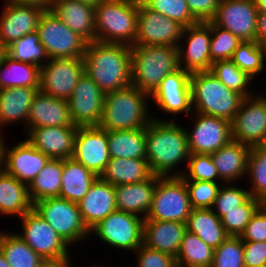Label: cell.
<instances>
[{"label":"cell","mask_w":266,"mask_h":267,"mask_svg":"<svg viewBox=\"0 0 266 267\" xmlns=\"http://www.w3.org/2000/svg\"><path fill=\"white\" fill-rule=\"evenodd\" d=\"M85 72L83 58H52L40 68V92L68 100Z\"/></svg>","instance_id":"cell-13"},{"label":"cell","mask_w":266,"mask_h":267,"mask_svg":"<svg viewBox=\"0 0 266 267\" xmlns=\"http://www.w3.org/2000/svg\"><path fill=\"white\" fill-rule=\"evenodd\" d=\"M97 178V175L72 158L62 159L59 198L78 203L87 194Z\"/></svg>","instance_id":"cell-32"},{"label":"cell","mask_w":266,"mask_h":267,"mask_svg":"<svg viewBox=\"0 0 266 267\" xmlns=\"http://www.w3.org/2000/svg\"><path fill=\"white\" fill-rule=\"evenodd\" d=\"M179 68L177 47L165 45L131 46V85L150 96L169 73Z\"/></svg>","instance_id":"cell-4"},{"label":"cell","mask_w":266,"mask_h":267,"mask_svg":"<svg viewBox=\"0 0 266 267\" xmlns=\"http://www.w3.org/2000/svg\"><path fill=\"white\" fill-rule=\"evenodd\" d=\"M192 208H212L223 182L184 180Z\"/></svg>","instance_id":"cell-50"},{"label":"cell","mask_w":266,"mask_h":267,"mask_svg":"<svg viewBox=\"0 0 266 267\" xmlns=\"http://www.w3.org/2000/svg\"><path fill=\"white\" fill-rule=\"evenodd\" d=\"M258 13L254 0H223L211 21L243 41H256Z\"/></svg>","instance_id":"cell-18"},{"label":"cell","mask_w":266,"mask_h":267,"mask_svg":"<svg viewBox=\"0 0 266 267\" xmlns=\"http://www.w3.org/2000/svg\"><path fill=\"white\" fill-rule=\"evenodd\" d=\"M138 3L104 0L95 8V41L133 46L137 35Z\"/></svg>","instance_id":"cell-6"},{"label":"cell","mask_w":266,"mask_h":267,"mask_svg":"<svg viewBox=\"0 0 266 267\" xmlns=\"http://www.w3.org/2000/svg\"><path fill=\"white\" fill-rule=\"evenodd\" d=\"M181 125L171 120L152 119L146 126V160L152 174H184L185 169L181 166L186 163L187 167L190 151L186 128Z\"/></svg>","instance_id":"cell-1"},{"label":"cell","mask_w":266,"mask_h":267,"mask_svg":"<svg viewBox=\"0 0 266 267\" xmlns=\"http://www.w3.org/2000/svg\"><path fill=\"white\" fill-rule=\"evenodd\" d=\"M211 29L210 55L213 62L231 60L237 47L243 42L231 31L225 30L212 21L205 22Z\"/></svg>","instance_id":"cell-45"},{"label":"cell","mask_w":266,"mask_h":267,"mask_svg":"<svg viewBox=\"0 0 266 267\" xmlns=\"http://www.w3.org/2000/svg\"><path fill=\"white\" fill-rule=\"evenodd\" d=\"M240 237L243 241L266 242V210L262 205L252 215Z\"/></svg>","instance_id":"cell-52"},{"label":"cell","mask_w":266,"mask_h":267,"mask_svg":"<svg viewBox=\"0 0 266 267\" xmlns=\"http://www.w3.org/2000/svg\"><path fill=\"white\" fill-rule=\"evenodd\" d=\"M261 205L265 208V210H266V198L263 200V201H261Z\"/></svg>","instance_id":"cell-65"},{"label":"cell","mask_w":266,"mask_h":267,"mask_svg":"<svg viewBox=\"0 0 266 267\" xmlns=\"http://www.w3.org/2000/svg\"><path fill=\"white\" fill-rule=\"evenodd\" d=\"M244 266L266 267V242L243 241Z\"/></svg>","instance_id":"cell-53"},{"label":"cell","mask_w":266,"mask_h":267,"mask_svg":"<svg viewBox=\"0 0 266 267\" xmlns=\"http://www.w3.org/2000/svg\"><path fill=\"white\" fill-rule=\"evenodd\" d=\"M184 26L138 3L137 35L133 46L165 45L177 47Z\"/></svg>","instance_id":"cell-15"},{"label":"cell","mask_w":266,"mask_h":267,"mask_svg":"<svg viewBox=\"0 0 266 267\" xmlns=\"http://www.w3.org/2000/svg\"><path fill=\"white\" fill-rule=\"evenodd\" d=\"M193 112L232 122L244 97L228 89L210 71L193 72L190 76Z\"/></svg>","instance_id":"cell-5"},{"label":"cell","mask_w":266,"mask_h":267,"mask_svg":"<svg viewBox=\"0 0 266 267\" xmlns=\"http://www.w3.org/2000/svg\"><path fill=\"white\" fill-rule=\"evenodd\" d=\"M191 129L186 128L190 154H212L232 140L231 122L193 112Z\"/></svg>","instance_id":"cell-14"},{"label":"cell","mask_w":266,"mask_h":267,"mask_svg":"<svg viewBox=\"0 0 266 267\" xmlns=\"http://www.w3.org/2000/svg\"><path fill=\"white\" fill-rule=\"evenodd\" d=\"M7 54L16 61L44 66L50 59L45 47L41 44L37 31L25 34L22 38L7 47Z\"/></svg>","instance_id":"cell-41"},{"label":"cell","mask_w":266,"mask_h":267,"mask_svg":"<svg viewBox=\"0 0 266 267\" xmlns=\"http://www.w3.org/2000/svg\"><path fill=\"white\" fill-rule=\"evenodd\" d=\"M184 168V180L222 182L211 154H190L187 167Z\"/></svg>","instance_id":"cell-48"},{"label":"cell","mask_w":266,"mask_h":267,"mask_svg":"<svg viewBox=\"0 0 266 267\" xmlns=\"http://www.w3.org/2000/svg\"><path fill=\"white\" fill-rule=\"evenodd\" d=\"M46 126H75L66 99L38 92L27 118L26 130Z\"/></svg>","instance_id":"cell-25"},{"label":"cell","mask_w":266,"mask_h":267,"mask_svg":"<svg viewBox=\"0 0 266 267\" xmlns=\"http://www.w3.org/2000/svg\"><path fill=\"white\" fill-rule=\"evenodd\" d=\"M3 1L18 3V4H34V5H39L45 9H49L53 0H3Z\"/></svg>","instance_id":"cell-57"},{"label":"cell","mask_w":266,"mask_h":267,"mask_svg":"<svg viewBox=\"0 0 266 267\" xmlns=\"http://www.w3.org/2000/svg\"><path fill=\"white\" fill-rule=\"evenodd\" d=\"M78 1H80L83 4H87L89 6H92L93 8H96L104 0H78Z\"/></svg>","instance_id":"cell-59"},{"label":"cell","mask_w":266,"mask_h":267,"mask_svg":"<svg viewBox=\"0 0 266 267\" xmlns=\"http://www.w3.org/2000/svg\"><path fill=\"white\" fill-rule=\"evenodd\" d=\"M85 73L107 94L131 85V46L126 44H86Z\"/></svg>","instance_id":"cell-2"},{"label":"cell","mask_w":266,"mask_h":267,"mask_svg":"<svg viewBox=\"0 0 266 267\" xmlns=\"http://www.w3.org/2000/svg\"><path fill=\"white\" fill-rule=\"evenodd\" d=\"M71 158L100 177L111 159L107 131L99 126L78 127Z\"/></svg>","instance_id":"cell-19"},{"label":"cell","mask_w":266,"mask_h":267,"mask_svg":"<svg viewBox=\"0 0 266 267\" xmlns=\"http://www.w3.org/2000/svg\"><path fill=\"white\" fill-rule=\"evenodd\" d=\"M77 126H46L25 131L32 146L49 158L69 159L74 150Z\"/></svg>","instance_id":"cell-23"},{"label":"cell","mask_w":266,"mask_h":267,"mask_svg":"<svg viewBox=\"0 0 266 267\" xmlns=\"http://www.w3.org/2000/svg\"><path fill=\"white\" fill-rule=\"evenodd\" d=\"M111 158L146 159V128L107 131Z\"/></svg>","instance_id":"cell-35"},{"label":"cell","mask_w":266,"mask_h":267,"mask_svg":"<svg viewBox=\"0 0 266 267\" xmlns=\"http://www.w3.org/2000/svg\"><path fill=\"white\" fill-rule=\"evenodd\" d=\"M266 50L256 41H243L234 52L231 61L255 80L263 73Z\"/></svg>","instance_id":"cell-43"},{"label":"cell","mask_w":266,"mask_h":267,"mask_svg":"<svg viewBox=\"0 0 266 267\" xmlns=\"http://www.w3.org/2000/svg\"><path fill=\"white\" fill-rule=\"evenodd\" d=\"M5 170L4 168V149L3 145L0 147V174Z\"/></svg>","instance_id":"cell-61"},{"label":"cell","mask_w":266,"mask_h":267,"mask_svg":"<svg viewBox=\"0 0 266 267\" xmlns=\"http://www.w3.org/2000/svg\"><path fill=\"white\" fill-rule=\"evenodd\" d=\"M191 73L182 68L169 73L162 81L160 86L150 96L155 102V106L159 108L160 112L171 118L152 115L156 120H171L175 121L177 116L184 114L191 117L193 113L191 104V89H190ZM157 117V118H156ZM160 117V118H159Z\"/></svg>","instance_id":"cell-11"},{"label":"cell","mask_w":266,"mask_h":267,"mask_svg":"<svg viewBox=\"0 0 266 267\" xmlns=\"http://www.w3.org/2000/svg\"><path fill=\"white\" fill-rule=\"evenodd\" d=\"M182 176H158L151 208L145 219L186 223L192 212Z\"/></svg>","instance_id":"cell-8"},{"label":"cell","mask_w":266,"mask_h":267,"mask_svg":"<svg viewBox=\"0 0 266 267\" xmlns=\"http://www.w3.org/2000/svg\"><path fill=\"white\" fill-rule=\"evenodd\" d=\"M86 267H89V266H86ZM90 267H105V266H99V265H96V264L95 265L92 264V266H90Z\"/></svg>","instance_id":"cell-67"},{"label":"cell","mask_w":266,"mask_h":267,"mask_svg":"<svg viewBox=\"0 0 266 267\" xmlns=\"http://www.w3.org/2000/svg\"><path fill=\"white\" fill-rule=\"evenodd\" d=\"M105 94L84 72L67 100L77 127L98 126L103 115Z\"/></svg>","instance_id":"cell-20"},{"label":"cell","mask_w":266,"mask_h":267,"mask_svg":"<svg viewBox=\"0 0 266 267\" xmlns=\"http://www.w3.org/2000/svg\"><path fill=\"white\" fill-rule=\"evenodd\" d=\"M18 87L40 88V67L7 55L0 63V90Z\"/></svg>","instance_id":"cell-36"},{"label":"cell","mask_w":266,"mask_h":267,"mask_svg":"<svg viewBox=\"0 0 266 267\" xmlns=\"http://www.w3.org/2000/svg\"><path fill=\"white\" fill-rule=\"evenodd\" d=\"M7 55V47L0 41V63L5 59Z\"/></svg>","instance_id":"cell-60"},{"label":"cell","mask_w":266,"mask_h":267,"mask_svg":"<svg viewBox=\"0 0 266 267\" xmlns=\"http://www.w3.org/2000/svg\"><path fill=\"white\" fill-rule=\"evenodd\" d=\"M39 88H7L0 90V130L4 131L17 123L25 130L30 106L39 92ZM7 126V127H6ZM3 129V130H2Z\"/></svg>","instance_id":"cell-29"},{"label":"cell","mask_w":266,"mask_h":267,"mask_svg":"<svg viewBox=\"0 0 266 267\" xmlns=\"http://www.w3.org/2000/svg\"><path fill=\"white\" fill-rule=\"evenodd\" d=\"M151 175L146 159L111 158L100 177L117 186L142 182Z\"/></svg>","instance_id":"cell-34"},{"label":"cell","mask_w":266,"mask_h":267,"mask_svg":"<svg viewBox=\"0 0 266 267\" xmlns=\"http://www.w3.org/2000/svg\"><path fill=\"white\" fill-rule=\"evenodd\" d=\"M210 73L228 89L241 94L244 98L252 97L256 94L252 90L254 85L252 81L255 79L238 68L231 60H218L213 62Z\"/></svg>","instance_id":"cell-40"},{"label":"cell","mask_w":266,"mask_h":267,"mask_svg":"<svg viewBox=\"0 0 266 267\" xmlns=\"http://www.w3.org/2000/svg\"><path fill=\"white\" fill-rule=\"evenodd\" d=\"M186 230L183 222L144 219L143 244L176 258Z\"/></svg>","instance_id":"cell-26"},{"label":"cell","mask_w":266,"mask_h":267,"mask_svg":"<svg viewBox=\"0 0 266 267\" xmlns=\"http://www.w3.org/2000/svg\"><path fill=\"white\" fill-rule=\"evenodd\" d=\"M244 188V189H243ZM248 188L237 183H222L212 206V211H232L243 205L249 198Z\"/></svg>","instance_id":"cell-49"},{"label":"cell","mask_w":266,"mask_h":267,"mask_svg":"<svg viewBox=\"0 0 266 267\" xmlns=\"http://www.w3.org/2000/svg\"><path fill=\"white\" fill-rule=\"evenodd\" d=\"M33 209L69 246L91 239L90 231L82 220L78 203L59 197L45 198L35 202Z\"/></svg>","instance_id":"cell-7"},{"label":"cell","mask_w":266,"mask_h":267,"mask_svg":"<svg viewBox=\"0 0 266 267\" xmlns=\"http://www.w3.org/2000/svg\"><path fill=\"white\" fill-rule=\"evenodd\" d=\"M61 176L62 159L50 158L28 186L29 196L33 204L45 198L59 197Z\"/></svg>","instance_id":"cell-38"},{"label":"cell","mask_w":266,"mask_h":267,"mask_svg":"<svg viewBox=\"0 0 266 267\" xmlns=\"http://www.w3.org/2000/svg\"><path fill=\"white\" fill-rule=\"evenodd\" d=\"M78 206L82 220L90 231L117 209L115 186L98 177L87 194L78 202Z\"/></svg>","instance_id":"cell-24"},{"label":"cell","mask_w":266,"mask_h":267,"mask_svg":"<svg viewBox=\"0 0 266 267\" xmlns=\"http://www.w3.org/2000/svg\"><path fill=\"white\" fill-rule=\"evenodd\" d=\"M37 32L50 59L83 58L87 42L66 26L51 10L44 11Z\"/></svg>","instance_id":"cell-10"},{"label":"cell","mask_w":266,"mask_h":267,"mask_svg":"<svg viewBox=\"0 0 266 267\" xmlns=\"http://www.w3.org/2000/svg\"><path fill=\"white\" fill-rule=\"evenodd\" d=\"M71 257L72 254L58 259H45L40 267H74Z\"/></svg>","instance_id":"cell-56"},{"label":"cell","mask_w":266,"mask_h":267,"mask_svg":"<svg viewBox=\"0 0 266 267\" xmlns=\"http://www.w3.org/2000/svg\"><path fill=\"white\" fill-rule=\"evenodd\" d=\"M156 184L157 175L152 174L142 182L115 186L117 210L145 219L151 208Z\"/></svg>","instance_id":"cell-28"},{"label":"cell","mask_w":266,"mask_h":267,"mask_svg":"<svg viewBox=\"0 0 266 267\" xmlns=\"http://www.w3.org/2000/svg\"><path fill=\"white\" fill-rule=\"evenodd\" d=\"M258 12H266V0H254Z\"/></svg>","instance_id":"cell-58"},{"label":"cell","mask_w":266,"mask_h":267,"mask_svg":"<svg viewBox=\"0 0 266 267\" xmlns=\"http://www.w3.org/2000/svg\"><path fill=\"white\" fill-rule=\"evenodd\" d=\"M18 220L21 222V233H16L44 259H58L70 255V246L34 209Z\"/></svg>","instance_id":"cell-12"},{"label":"cell","mask_w":266,"mask_h":267,"mask_svg":"<svg viewBox=\"0 0 266 267\" xmlns=\"http://www.w3.org/2000/svg\"><path fill=\"white\" fill-rule=\"evenodd\" d=\"M261 206V201L250 197L243 205L232 211H213L221 220L229 236H241L252 215Z\"/></svg>","instance_id":"cell-44"},{"label":"cell","mask_w":266,"mask_h":267,"mask_svg":"<svg viewBox=\"0 0 266 267\" xmlns=\"http://www.w3.org/2000/svg\"><path fill=\"white\" fill-rule=\"evenodd\" d=\"M0 14V41L9 47L25 34L37 31L45 8L34 4L3 1Z\"/></svg>","instance_id":"cell-21"},{"label":"cell","mask_w":266,"mask_h":267,"mask_svg":"<svg viewBox=\"0 0 266 267\" xmlns=\"http://www.w3.org/2000/svg\"><path fill=\"white\" fill-rule=\"evenodd\" d=\"M186 229L198 235L207 245L216 249L229 235L220 218L211 208H193Z\"/></svg>","instance_id":"cell-33"},{"label":"cell","mask_w":266,"mask_h":267,"mask_svg":"<svg viewBox=\"0 0 266 267\" xmlns=\"http://www.w3.org/2000/svg\"><path fill=\"white\" fill-rule=\"evenodd\" d=\"M210 43L211 29L205 22L184 27L177 46L180 68L190 73L210 71Z\"/></svg>","instance_id":"cell-17"},{"label":"cell","mask_w":266,"mask_h":267,"mask_svg":"<svg viewBox=\"0 0 266 267\" xmlns=\"http://www.w3.org/2000/svg\"><path fill=\"white\" fill-rule=\"evenodd\" d=\"M0 267H11L1 251H0Z\"/></svg>","instance_id":"cell-62"},{"label":"cell","mask_w":266,"mask_h":267,"mask_svg":"<svg viewBox=\"0 0 266 267\" xmlns=\"http://www.w3.org/2000/svg\"><path fill=\"white\" fill-rule=\"evenodd\" d=\"M3 133H5V132L0 130V147L3 145L4 140H6L5 136L3 135Z\"/></svg>","instance_id":"cell-63"},{"label":"cell","mask_w":266,"mask_h":267,"mask_svg":"<svg viewBox=\"0 0 266 267\" xmlns=\"http://www.w3.org/2000/svg\"><path fill=\"white\" fill-rule=\"evenodd\" d=\"M6 142H3L5 171L29 186L50 158L37 150L26 139L10 148Z\"/></svg>","instance_id":"cell-22"},{"label":"cell","mask_w":266,"mask_h":267,"mask_svg":"<svg viewBox=\"0 0 266 267\" xmlns=\"http://www.w3.org/2000/svg\"><path fill=\"white\" fill-rule=\"evenodd\" d=\"M127 1H132V2H136V3H142L143 0H127Z\"/></svg>","instance_id":"cell-66"},{"label":"cell","mask_w":266,"mask_h":267,"mask_svg":"<svg viewBox=\"0 0 266 267\" xmlns=\"http://www.w3.org/2000/svg\"><path fill=\"white\" fill-rule=\"evenodd\" d=\"M243 240L240 236H228L216 249L211 267H245Z\"/></svg>","instance_id":"cell-47"},{"label":"cell","mask_w":266,"mask_h":267,"mask_svg":"<svg viewBox=\"0 0 266 267\" xmlns=\"http://www.w3.org/2000/svg\"><path fill=\"white\" fill-rule=\"evenodd\" d=\"M261 98H262V100L266 103V93H263L262 94V92H259V94H258Z\"/></svg>","instance_id":"cell-64"},{"label":"cell","mask_w":266,"mask_h":267,"mask_svg":"<svg viewBox=\"0 0 266 267\" xmlns=\"http://www.w3.org/2000/svg\"><path fill=\"white\" fill-rule=\"evenodd\" d=\"M256 42L266 50V12L258 13Z\"/></svg>","instance_id":"cell-55"},{"label":"cell","mask_w":266,"mask_h":267,"mask_svg":"<svg viewBox=\"0 0 266 267\" xmlns=\"http://www.w3.org/2000/svg\"><path fill=\"white\" fill-rule=\"evenodd\" d=\"M232 139L249 147L266 143V103L256 93L244 98L231 122Z\"/></svg>","instance_id":"cell-16"},{"label":"cell","mask_w":266,"mask_h":267,"mask_svg":"<svg viewBox=\"0 0 266 267\" xmlns=\"http://www.w3.org/2000/svg\"><path fill=\"white\" fill-rule=\"evenodd\" d=\"M191 14L199 21H211L217 12L219 0H186Z\"/></svg>","instance_id":"cell-54"},{"label":"cell","mask_w":266,"mask_h":267,"mask_svg":"<svg viewBox=\"0 0 266 267\" xmlns=\"http://www.w3.org/2000/svg\"><path fill=\"white\" fill-rule=\"evenodd\" d=\"M247 184L250 196L263 201L266 198V143L251 147L248 158Z\"/></svg>","instance_id":"cell-42"},{"label":"cell","mask_w":266,"mask_h":267,"mask_svg":"<svg viewBox=\"0 0 266 267\" xmlns=\"http://www.w3.org/2000/svg\"><path fill=\"white\" fill-rule=\"evenodd\" d=\"M33 209L28 186L5 170L0 174V214L21 218Z\"/></svg>","instance_id":"cell-31"},{"label":"cell","mask_w":266,"mask_h":267,"mask_svg":"<svg viewBox=\"0 0 266 267\" xmlns=\"http://www.w3.org/2000/svg\"><path fill=\"white\" fill-rule=\"evenodd\" d=\"M137 262L136 267H177L175 257L150 249L144 244L140 245L134 252Z\"/></svg>","instance_id":"cell-51"},{"label":"cell","mask_w":266,"mask_h":267,"mask_svg":"<svg viewBox=\"0 0 266 267\" xmlns=\"http://www.w3.org/2000/svg\"><path fill=\"white\" fill-rule=\"evenodd\" d=\"M49 10L87 43L95 41V8L78 0H53Z\"/></svg>","instance_id":"cell-27"},{"label":"cell","mask_w":266,"mask_h":267,"mask_svg":"<svg viewBox=\"0 0 266 267\" xmlns=\"http://www.w3.org/2000/svg\"><path fill=\"white\" fill-rule=\"evenodd\" d=\"M3 230V231H2ZM0 230V251L11 267H40L45 260L16 232Z\"/></svg>","instance_id":"cell-37"},{"label":"cell","mask_w":266,"mask_h":267,"mask_svg":"<svg viewBox=\"0 0 266 267\" xmlns=\"http://www.w3.org/2000/svg\"><path fill=\"white\" fill-rule=\"evenodd\" d=\"M143 3L149 9L179 22L184 27L199 23L191 14L186 0H143Z\"/></svg>","instance_id":"cell-46"},{"label":"cell","mask_w":266,"mask_h":267,"mask_svg":"<svg viewBox=\"0 0 266 267\" xmlns=\"http://www.w3.org/2000/svg\"><path fill=\"white\" fill-rule=\"evenodd\" d=\"M150 95L130 85L105 94L100 128L106 131L146 128L153 119Z\"/></svg>","instance_id":"cell-3"},{"label":"cell","mask_w":266,"mask_h":267,"mask_svg":"<svg viewBox=\"0 0 266 267\" xmlns=\"http://www.w3.org/2000/svg\"><path fill=\"white\" fill-rule=\"evenodd\" d=\"M144 219L121 210H115L90 230L107 247L135 252L143 244ZM92 234V235H91Z\"/></svg>","instance_id":"cell-9"},{"label":"cell","mask_w":266,"mask_h":267,"mask_svg":"<svg viewBox=\"0 0 266 267\" xmlns=\"http://www.w3.org/2000/svg\"><path fill=\"white\" fill-rule=\"evenodd\" d=\"M213 256L212 247L186 230L175 259L177 267H211Z\"/></svg>","instance_id":"cell-39"},{"label":"cell","mask_w":266,"mask_h":267,"mask_svg":"<svg viewBox=\"0 0 266 267\" xmlns=\"http://www.w3.org/2000/svg\"><path fill=\"white\" fill-rule=\"evenodd\" d=\"M250 151L251 147L232 139L211 154L223 183H238L239 180L246 179Z\"/></svg>","instance_id":"cell-30"}]
</instances>
